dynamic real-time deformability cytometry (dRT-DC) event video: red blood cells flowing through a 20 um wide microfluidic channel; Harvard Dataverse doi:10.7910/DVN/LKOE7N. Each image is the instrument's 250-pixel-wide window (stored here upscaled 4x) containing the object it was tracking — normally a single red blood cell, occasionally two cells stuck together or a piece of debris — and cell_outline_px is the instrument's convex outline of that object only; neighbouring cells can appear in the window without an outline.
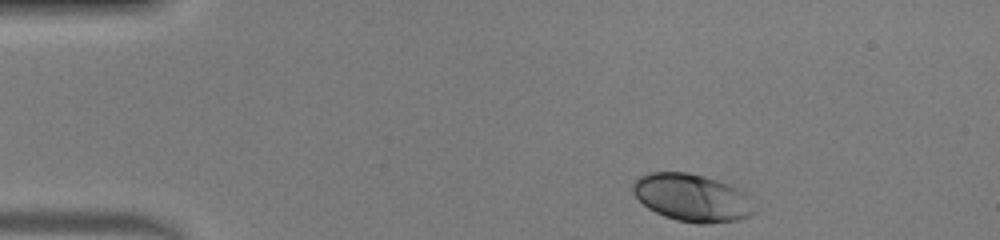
{"species": "human", "species_latin": "Homo sapiens", "temperature_condition": "warm", "stored_images_in_passage": 42, "camera_frame_rate_fps": 3000, "um_per_image_px": 0.085, "donor": {"sex": "male"}, "frame": {"image": 1, "passage_image": 1, "time_ms": 0.0, "image_size_px": [1000, 240], "cell_outline_px": [[756, 212], [748, 216], [736, 220], [704, 224], [696, 224], [676, 220], [664, 216], [648, 208], [632, 192], [632, 184], [640, 176], [648, 172], [688, 172], [704, 176], [728, 184], [744, 192]], "centroid_in_image_um": [58.79, 16.8], "position_along_channel_um": 26.2, "area_um2": 33.41}}
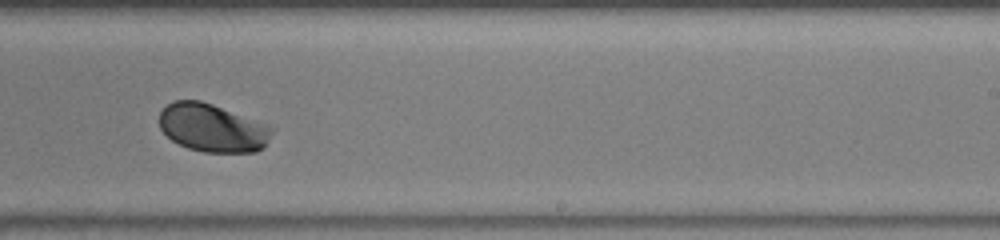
{"frame": {"image": 2, "passage_image": 24, "time_ms": 7.667, "image_size_px": [1000, 240], "cell_outline_px": [[272, 132], [268, 140], [256, 152], [204, 152], [188, 148], [172, 140], [160, 128], [160, 112], [172, 100], [200, 100], [212, 104], [272, 128]], "centroid_in_image_um": [17.99, 10.87], "position_along_channel_um": 271.0, "area_um2": 30.75}}
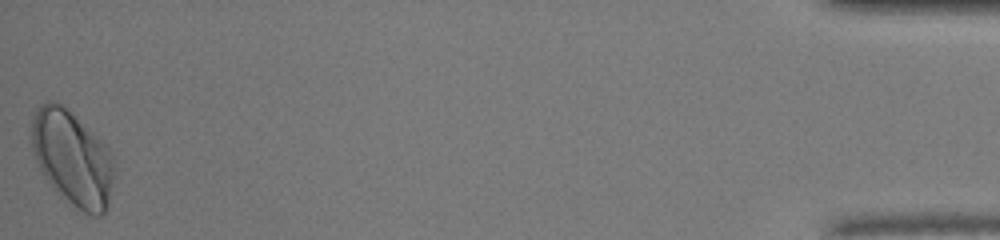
{"frame": {"image": 3, "passage_image": 42, "time_ms": 13.667, "image_size_px": [1000, 240], "cell_outline_px": [[112, 180], [108, 208], [100, 216], [96, 216], [76, 212], [56, 192], [44, 176], [36, 160], [32, 148], [32, 120], [36, 108], [40, 104], [48, 100], [56, 100], [100, 140], [108, 148], [112, 164]], "centroid_in_image_um": [6.12, 13.51], "position_along_channel_um": 429.1, "area_um2": 45.32}, "authors_computed_cell_mechanics": {"area_um2": 32.2813, "velocity_mm_per_s": 4.2105, "shape_relaxation_time_tau1_ms": 1.9849, "shape_relaxation_time_tau2_ms": null, "deformation_change_tau1": 0.1396, "deformation_change_tau2": null}}